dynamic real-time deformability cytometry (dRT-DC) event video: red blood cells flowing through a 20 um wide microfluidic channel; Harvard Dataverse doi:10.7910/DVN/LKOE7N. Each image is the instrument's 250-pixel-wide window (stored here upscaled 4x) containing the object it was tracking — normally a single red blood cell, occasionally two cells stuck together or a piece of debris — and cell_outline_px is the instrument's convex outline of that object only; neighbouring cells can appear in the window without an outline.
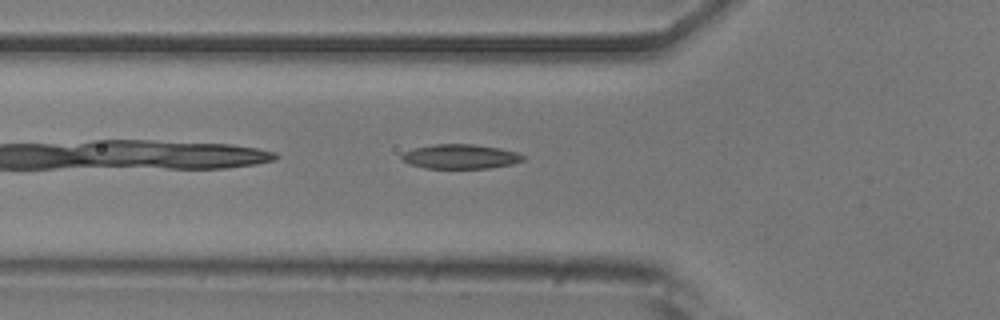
{"species": "common noctule bat (a hibernating species)", "species_latin": "Nyctalus noctula", "temperature_condition": "room temperature", "stored_images_in_passage": 4, "camera_frame_rate_fps": 3000, "um_per_image_px": 0.085, "animal": {"sex": "male", "body_mass_g": 20.5, "forearm_length_mm": 52.5}, "frame": {"image": 1, "passage_image": 4, "time_ms": 1.0, "image_size_px": [1000, 320], "cell_outline_px": [[524, 160], [512, 164], [488, 168], [424, 168], [408, 164], [400, 156], [404, 152], [412, 148], [432, 144], [476, 144], [500, 148], [516, 152], [524, 156]], "centroid_in_image_um": [39.11, 13.3], "position_along_channel_um": 86.7, "area_um2": 17.4}}